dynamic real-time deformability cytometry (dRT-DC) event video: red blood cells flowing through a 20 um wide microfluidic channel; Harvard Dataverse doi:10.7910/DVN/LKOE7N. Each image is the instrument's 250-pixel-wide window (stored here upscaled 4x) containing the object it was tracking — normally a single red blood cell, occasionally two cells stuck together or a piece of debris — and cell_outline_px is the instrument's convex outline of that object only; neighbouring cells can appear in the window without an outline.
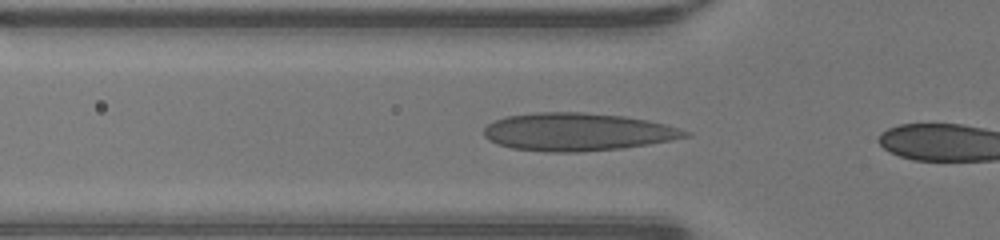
{"species": "human", "species_latin": "Homo sapiens", "temperature_condition": "warm", "stored_images_in_passage": 4, "camera_frame_rate_fps": 3000, "um_per_image_px": 0.085, "donor": {"sex": "male"}, "frame": {"image": 1, "passage_image": 2, "time_ms": 0.333, "image_size_px": [1000, 240], "cell_outline_px": [[692, 136], [672, 140], [624, 148], [576, 152], [548, 152], [512, 148], [496, 144], [488, 140], [484, 136], [484, 128], [488, 124], [496, 120], [508, 116], [536, 112], [584, 112], [624, 116], [648, 120], [680, 128], [692, 132]], "centroid_in_image_um": [49.11, 11.21], "position_along_channel_um": 76.7, "area_um2": 44.56}}